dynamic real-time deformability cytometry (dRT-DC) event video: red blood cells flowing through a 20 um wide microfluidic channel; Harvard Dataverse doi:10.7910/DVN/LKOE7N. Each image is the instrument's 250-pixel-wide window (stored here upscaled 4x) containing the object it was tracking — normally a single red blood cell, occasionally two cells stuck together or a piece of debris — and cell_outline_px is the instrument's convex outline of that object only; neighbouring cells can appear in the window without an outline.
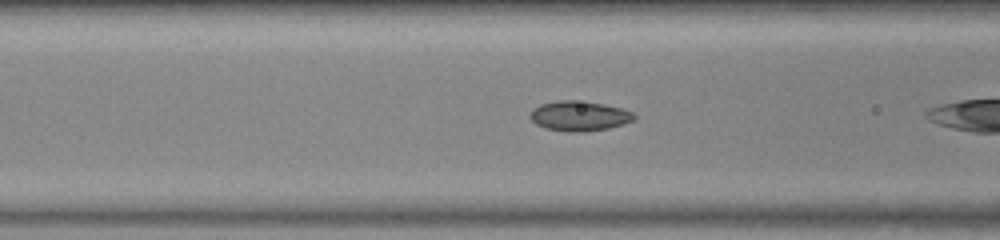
{"species": "common noctule bat (a hibernating species)", "species_latin": "Nyctalus noctula", "temperature_condition": "warm", "stored_images_in_passage": 35, "camera_frame_rate_fps": 3000, "um_per_image_px": 0.085, "animal": {"sex": "female", "body_mass_g": 23.0, "forearm_length_mm": 53.4}, "frame": {"image": 1, "passage_image": 9, "time_ms": 2.667, "image_size_px": [1000, 240], "cell_outline_px": [[636, 120], [624, 124], [608, 128], [576, 132], [568, 132], [544, 128], [536, 124], [528, 116], [532, 108], [540, 104], [556, 100], [572, 100], [604, 104], [620, 108], [632, 112], [636, 116]], "centroid_in_image_um": [49.21, 9.85], "position_along_channel_um": 117.4, "area_um2": 18.21}}
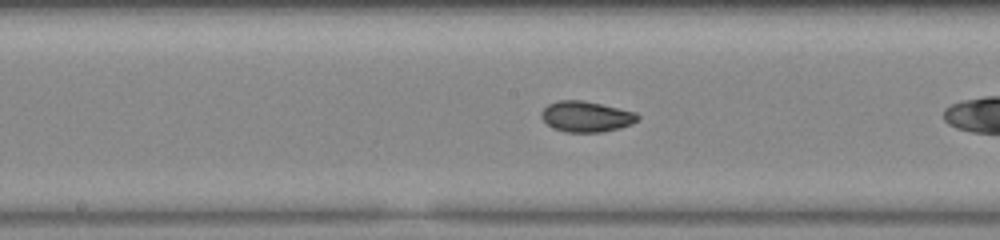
{"frame": {"image": 2, "passage_image": 15, "time_ms": 4.667, "image_size_px": [1000, 240], "cell_outline_px": [[640, 116], [632, 124], [620, 128], [600, 132], [564, 132], [552, 128], [540, 116], [540, 112], [548, 104], [560, 100], [584, 100], [636, 112]], "centroid_in_image_um": [49.81, 9.91], "position_along_channel_um": 198.4, "area_um2": 17.28}}
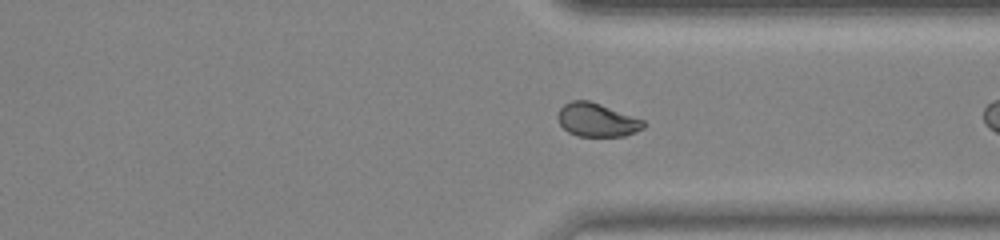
{"frame": {"image": 3, "passage_image": 27, "time_ms": 8.667, "image_size_px": [1000, 240], "cell_outline_px": [[644, 128], [636, 132], [624, 136], [576, 136], [568, 132], [560, 124], [556, 116], [560, 108], [564, 104], [572, 100], [588, 100], [600, 104], [644, 120]], "centroid_in_image_um": [50.71, 10.2], "position_along_channel_um": 360.7, "area_um2": 16.7}}